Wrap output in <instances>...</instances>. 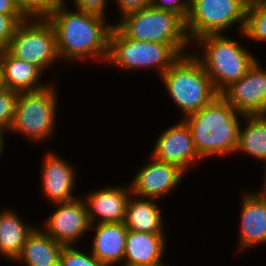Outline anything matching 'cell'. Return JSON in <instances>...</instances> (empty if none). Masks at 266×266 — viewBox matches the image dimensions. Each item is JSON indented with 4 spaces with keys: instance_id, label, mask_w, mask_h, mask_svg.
I'll return each instance as SVG.
<instances>
[{
    "instance_id": "cell-14",
    "label": "cell",
    "mask_w": 266,
    "mask_h": 266,
    "mask_svg": "<svg viewBox=\"0 0 266 266\" xmlns=\"http://www.w3.org/2000/svg\"><path fill=\"white\" fill-rule=\"evenodd\" d=\"M40 165V185L42 194L49 204L74 200L77 186L76 166L55 151L46 150Z\"/></svg>"
},
{
    "instance_id": "cell-25",
    "label": "cell",
    "mask_w": 266,
    "mask_h": 266,
    "mask_svg": "<svg viewBox=\"0 0 266 266\" xmlns=\"http://www.w3.org/2000/svg\"><path fill=\"white\" fill-rule=\"evenodd\" d=\"M26 18H47L66 0H16Z\"/></svg>"
},
{
    "instance_id": "cell-15",
    "label": "cell",
    "mask_w": 266,
    "mask_h": 266,
    "mask_svg": "<svg viewBox=\"0 0 266 266\" xmlns=\"http://www.w3.org/2000/svg\"><path fill=\"white\" fill-rule=\"evenodd\" d=\"M88 192L81 195L87 205L90 224L125 221L127 202L132 194L130 183L102 186Z\"/></svg>"
},
{
    "instance_id": "cell-32",
    "label": "cell",
    "mask_w": 266,
    "mask_h": 266,
    "mask_svg": "<svg viewBox=\"0 0 266 266\" xmlns=\"http://www.w3.org/2000/svg\"><path fill=\"white\" fill-rule=\"evenodd\" d=\"M23 13L16 0H0V14Z\"/></svg>"
},
{
    "instance_id": "cell-3",
    "label": "cell",
    "mask_w": 266,
    "mask_h": 266,
    "mask_svg": "<svg viewBox=\"0 0 266 266\" xmlns=\"http://www.w3.org/2000/svg\"><path fill=\"white\" fill-rule=\"evenodd\" d=\"M191 47L219 94L245 76L258 60L251 49L227 34L205 35L196 39Z\"/></svg>"
},
{
    "instance_id": "cell-31",
    "label": "cell",
    "mask_w": 266,
    "mask_h": 266,
    "mask_svg": "<svg viewBox=\"0 0 266 266\" xmlns=\"http://www.w3.org/2000/svg\"><path fill=\"white\" fill-rule=\"evenodd\" d=\"M118 5L120 18L150 6V0H113Z\"/></svg>"
},
{
    "instance_id": "cell-5",
    "label": "cell",
    "mask_w": 266,
    "mask_h": 266,
    "mask_svg": "<svg viewBox=\"0 0 266 266\" xmlns=\"http://www.w3.org/2000/svg\"><path fill=\"white\" fill-rule=\"evenodd\" d=\"M114 25L130 39L169 44L180 56L192 50L186 21L170 11L148 6L123 16Z\"/></svg>"
},
{
    "instance_id": "cell-11",
    "label": "cell",
    "mask_w": 266,
    "mask_h": 266,
    "mask_svg": "<svg viewBox=\"0 0 266 266\" xmlns=\"http://www.w3.org/2000/svg\"><path fill=\"white\" fill-rule=\"evenodd\" d=\"M161 132L150 152L155 159L177 165L187 174L193 166L204 161L195 148L190 127L183 119Z\"/></svg>"
},
{
    "instance_id": "cell-36",
    "label": "cell",
    "mask_w": 266,
    "mask_h": 266,
    "mask_svg": "<svg viewBox=\"0 0 266 266\" xmlns=\"http://www.w3.org/2000/svg\"><path fill=\"white\" fill-rule=\"evenodd\" d=\"M163 259L162 261L155 263V264H151V265H142V266H169V264H165Z\"/></svg>"
},
{
    "instance_id": "cell-34",
    "label": "cell",
    "mask_w": 266,
    "mask_h": 266,
    "mask_svg": "<svg viewBox=\"0 0 266 266\" xmlns=\"http://www.w3.org/2000/svg\"><path fill=\"white\" fill-rule=\"evenodd\" d=\"M6 134L7 133L0 130V157L2 156V153L5 151V147H7V146H5L6 145V143H5L6 139L5 138L7 137Z\"/></svg>"
},
{
    "instance_id": "cell-4",
    "label": "cell",
    "mask_w": 266,
    "mask_h": 266,
    "mask_svg": "<svg viewBox=\"0 0 266 266\" xmlns=\"http://www.w3.org/2000/svg\"><path fill=\"white\" fill-rule=\"evenodd\" d=\"M159 79L172 103L182 112L181 119L198 112L219 95L192 52L181 55Z\"/></svg>"
},
{
    "instance_id": "cell-9",
    "label": "cell",
    "mask_w": 266,
    "mask_h": 266,
    "mask_svg": "<svg viewBox=\"0 0 266 266\" xmlns=\"http://www.w3.org/2000/svg\"><path fill=\"white\" fill-rule=\"evenodd\" d=\"M7 50L38 67L44 74L60 64L56 33L47 18H26L11 38ZM47 69V70H46Z\"/></svg>"
},
{
    "instance_id": "cell-17",
    "label": "cell",
    "mask_w": 266,
    "mask_h": 266,
    "mask_svg": "<svg viewBox=\"0 0 266 266\" xmlns=\"http://www.w3.org/2000/svg\"><path fill=\"white\" fill-rule=\"evenodd\" d=\"M127 232L124 222L90 224V252L107 266H122Z\"/></svg>"
},
{
    "instance_id": "cell-20",
    "label": "cell",
    "mask_w": 266,
    "mask_h": 266,
    "mask_svg": "<svg viewBox=\"0 0 266 266\" xmlns=\"http://www.w3.org/2000/svg\"><path fill=\"white\" fill-rule=\"evenodd\" d=\"M11 207L0 210V257L14 262L29 234L36 227Z\"/></svg>"
},
{
    "instance_id": "cell-23",
    "label": "cell",
    "mask_w": 266,
    "mask_h": 266,
    "mask_svg": "<svg viewBox=\"0 0 266 266\" xmlns=\"http://www.w3.org/2000/svg\"><path fill=\"white\" fill-rule=\"evenodd\" d=\"M238 153L266 162V114L245 115L239 129Z\"/></svg>"
},
{
    "instance_id": "cell-22",
    "label": "cell",
    "mask_w": 266,
    "mask_h": 266,
    "mask_svg": "<svg viewBox=\"0 0 266 266\" xmlns=\"http://www.w3.org/2000/svg\"><path fill=\"white\" fill-rule=\"evenodd\" d=\"M163 211L156 199L131 194L126 207L125 226L136 232L166 234Z\"/></svg>"
},
{
    "instance_id": "cell-30",
    "label": "cell",
    "mask_w": 266,
    "mask_h": 266,
    "mask_svg": "<svg viewBox=\"0 0 266 266\" xmlns=\"http://www.w3.org/2000/svg\"><path fill=\"white\" fill-rule=\"evenodd\" d=\"M110 0H69V2H73V8L82 10L85 12H92L104 17H107V6ZM68 2V0H67Z\"/></svg>"
},
{
    "instance_id": "cell-21",
    "label": "cell",
    "mask_w": 266,
    "mask_h": 266,
    "mask_svg": "<svg viewBox=\"0 0 266 266\" xmlns=\"http://www.w3.org/2000/svg\"><path fill=\"white\" fill-rule=\"evenodd\" d=\"M38 226V227H37ZM29 234L22 251L14 262L24 266H60V257L64 247L45 233L37 225Z\"/></svg>"
},
{
    "instance_id": "cell-2",
    "label": "cell",
    "mask_w": 266,
    "mask_h": 266,
    "mask_svg": "<svg viewBox=\"0 0 266 266\" xmlns=\"http://www.w3.org/2000/svg\"><path fill=\"white\" fill-rule=\"evenodd\" d=\"M244 117L219 94L211 103L183 120L190 127L199 156L209 160L235 155Z\"/></svg>"
},
{
    "instance_id": "cell-13",
    "label": "cell",
    "mask_w": 266,
    "mask_h": 266,
    "mask_svg": "<svg viewBox=\"0 0 266 266\" xmlns=\"http://www.w3.org/2000/svg\"><path fill=\"white\" fill-rule=\"evenodd\" d=\"M238 113L266 114V67L257 60L240 80L220 94Z\"/></svg>"
},
{
    "instance_id": "cell-28",
    "label": "cell",
    "mask_w": 266,
    "mask_h": 266,
    "mask_svg": "<svg viewBox=\"0 0 266 266\" xmlns=\"http://www.w3.org/2000/svg\"><path fill=\"white\" fill-rule=\"evenodd\" d=\"M26 19L23 13L0 14V50H6L19 25Z\"/></svg>"
},
{
    "instance_id": "cell-19",
    "label": "cell",
    "mask_w": 266,
    "mask_h": 266,
    "mask_svg": "<svg viewBox=\"0 0 266 266\" xmlns=\"http://www.w3.org/2000/svg\"><path fill=\"white\" fill-rule=\"evenodd\" d=\"M0 63L7 89L17 92L37 91L50 83L41 81L44 73L38 67L13 56L7 49L0 50Z\"/></svg>"
},
{
    "instance_id": "cell-1",
    "label": "cell",
    "mask_w": 266,
    "mask_h": 266,
    "mask_svg": "<svg viewBox=\"0 0 266 266\" xmlns=\"http://www.w3.org/2000/svg\"><path fill=\"white\" fill-rule=\"evenodd\" d=\"M68 5L69 2L64 3L47 17L56 33L60 61L106 62L114 22L109 23L108 17L96 13L69 9Z\"/></svg>"
},
{
    "instance_id": "cell-24",
    "label": "cell",
    "mask_w": 266,
    "mask_h": 266,
    "mask_svg": "<svg viewBox=\"0 0 266 266\" xmlns=\"http://www.w3.org/2000/svg\"><path fill=\"white\" fill-rule=\"evenodd\" d=\"M239 35L249 42H266V0H249L245 26Z\"/></svg>"
},
{
    "instance_id": "cell-33",
    "label": "cell",
    "mask_w": 266,
    "mask_h": 266,
    "mask_svg": "<svg viewBox=\"0 0 266 266\" xmlns=\"http://www.w3.org/2000/svg\"><path fill=\"white\" fill-rule=\"evenodd\" d=\"M264 164V166H265V168H263L265 171H264V173L263 174H265L264 175V180L262 181V187H261V189L259 190L258 189V191H255L258 195H261V196H263V197H266V162L265 163H263Z\"/></svg>"
},
{
    "instance_id": "cell-35",
    "label": "cell",
    "mask_w": 266,
    "mask_h": 266,
    "mask_svg": "<svg viewBox=\"0 0 266 266\" xmlns=\"http://www.w3.org/2000/svg\"><path fill=\"white\" fill-rule=\"evenodd\" d=\"M6 87L4 85V81H3V73H2V66L0 63V91L4 90Z\"/></svg>"
},
{
    "instance_id": "cell-16",
    "label": "cell",
    "mask_w": 266,
    "mask_h": 266,
    "mask_svg": "<svg viewBox=\"0 0 266 266\" xmlns=\"http://www.w3.org/2000/svg\"><path fill=\"white\" fill-rule=\"evenodd\" d=\"M241 197L237 253L266 244V197L245 190Z\"/></svg>"
},
{
    "instance_id": "cell-10",
    "label": "cell",
    "mask_w": 266,
    "mask_h": 266,
    "mask_svg": "<svg viewBox=\"0 0 266 266\" xmlns=\"http://www.w3.org/2000/svg\"><path fill=\"white\" fill-rule=\"evenodd\" d=\"M52 206L53 212L51 211L40 228L64 245H77L85 239L84 236L89 233L90 222L82 195L71 201L54 203Z\"/></svg>"
},
{
    "instance_id": "cell-7",
    "label": "cell",
    "mask_w": 266,
    "mask_h": 266,
    "mask_svg": "<svg viewBox=\"0 0 266 266\" xmlns=\"http://www.w3.org/2000/svg\"><path fill=\"white\" fill-rule=\"evenodd\" d=\"M180 57L169 45L126 37L115 25L109 34L108 56L104 64L121 71L154 70L161 75Z\"/></svg>"
},
{
    "instance_id": "cell-6",
    "label": "cell",
    "mask_w": 266,
    "mask_h": 266,
    "mask_svg": "<svg viewBox=\"0 0 266 266\" xmlns=\"http://www.w3.org/2000/svg\"><path fill=\"white\" fill-rule=\"evenodd\" d=\"M53 82V83H52ZM37 91L18 92L13 123L8 132L33 144L47 142L56 134L58 91L52 81Z\"/></svg>"
},
{
    "instance_id": "cell-8",
    "label": "cell",
    "mask_w": 266,
    "mask_h": 266,
    "mask_svg": "<svg viewBox=\"0 0 266 266\" xmlns=\"http://www.w3.org/2000/svg\"><path fill=\"white\" fill-rule=\"evenodd\" d=\"M249 0H191L186 20L190 41L209 34H225L236 26L237 33L245 26Z\"/></svg>"
},
{
    "instance_id": "cell-12",
    "label": "cell",
    "mask_w": 266,
    "mask_h": 266,
    "mask_svg": "<svg viewBox=\"0 0 266 266\" xmlns=\"http://www.w3.org/2000/svg\"><path fill=\"white\" fill-rule=\"evenodd\" d=\"M149 157L129 183L133 195L160 201L179 187L187 173L177 165Z\"/></svg>"
},
{
    "instance_id": "cell-26",
    "label": "cell",
    "mask_w": 266,
    "mask_h": 266,
    "mask_svg": "<svg viewBox=\"0 0 266 266\" xmlns=\"http://www.w3.org/2000/svg\"><path fill=\"white\" fill-rule=\"evenodd\" d=\"M77 245H64L61 257L60 266H107L100 262L90 250L78 249ZM89 253V254H88Z\"/></svg>"
},
{
    "instance_id": "cell-29",
    "label": "cell",
    "mask_w": 266,
    "mask_h": 266,
    "mask_svg": "<svg viewBox=\"0 0 266 266\" xmlns=\"http://www.w3.org/2000/svg\"><path fill=\"white\" fill-rule=\"evenodd\" d=\"M191 0H150V6L170 11L181 16L185 21L190 12Z\"/></svg>"
},
{
    "instance_id": "cell-27",
    "label": "cell",
    "mask_w": 266,
    "mask_h": 266,
    "mask_svg": "<svg viewBox=\"0 0 266 266\" xmlns=\"http://www.w3.org/2000/svg\"><path fill=\"white\" fill-rule=\"evenodd\" d=\"M18 92L5 88L0 91V130L9 132L13 123Z\"/></svg>"
},
{
    "instance_id": "cell-18",
    "label": "cell",
    "mask_w": 266,
    "mask_h": 266,
    "mask_svg": "<svg viewBox=\"0 0 266 266\" xmlns=\"http://www.w3.org/2000/svg\"><path fill=\"white\" fill-rule=\"evenodd\" d=\"M167 235L128 230L122 266L151 265L166 257Z\"/></svg>"
}]
</instances>
